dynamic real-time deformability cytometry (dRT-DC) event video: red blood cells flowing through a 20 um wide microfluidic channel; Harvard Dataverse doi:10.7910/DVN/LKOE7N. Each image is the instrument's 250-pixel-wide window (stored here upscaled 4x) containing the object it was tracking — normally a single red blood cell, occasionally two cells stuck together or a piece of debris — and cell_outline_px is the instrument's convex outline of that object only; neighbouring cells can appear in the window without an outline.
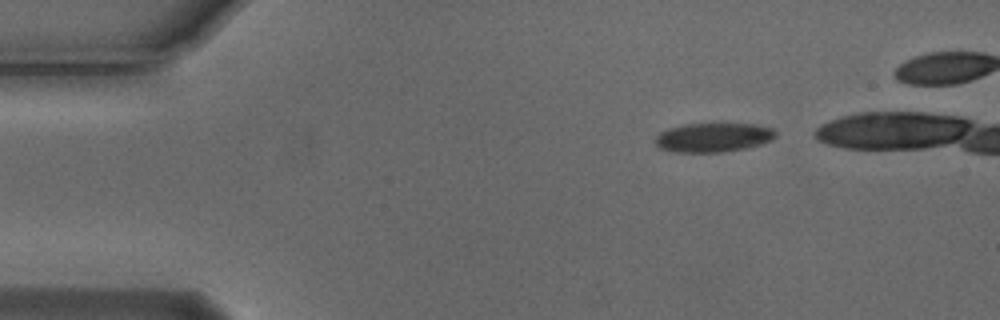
{"species": "Egyptian fruit bat (a non-hibernating species)", "species_latin": "Rousettus aegyptiacus", "temperature_condition": "cold", "stored_images_in_passage": 15, "camera_frame_rate_fps": 3000, "um_per_image_px": 0.085, "animal": {"sex": "male"}, "frame": {"image": 1, "passage_image": 1, "time_ms": 0.0, "image_size_px": [1000, 320], "cell_outline_px": [[776, 136], [772, 140], [748, 148], [724, 152], [676, 152], [660, 148], [656, 144], [656, 136], [660, 132], [668, 128], [684, 124], [752, 124], [772, 128], [776, 132]], "centroid_in_image_um": [60.64, 11.69], "position_along_channel_um": 24.4, "area_um2": 20.4}}
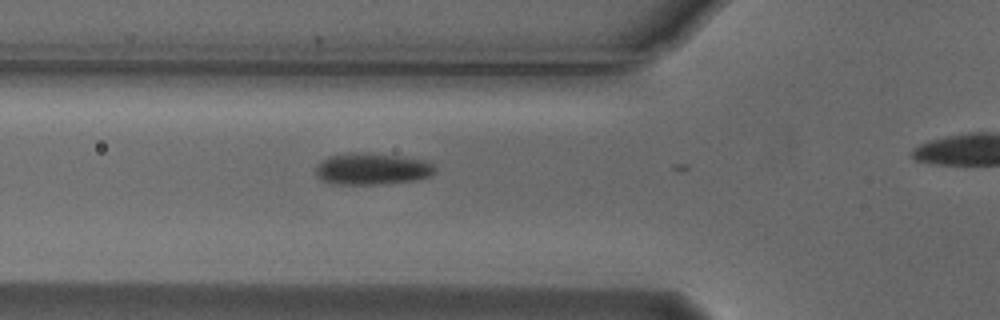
{"frame": {"image": 2, "passage_image": 12, "time_ms": 3.667, "image_size_px": [1000, 320], "cell_outline_px": [[436, 172], [432, 176], [416, 180], [388, 184], [332, 184], [320, 180], [316, 176], [316, 164], [328, 156], [348, 152], [368, 152], [400, 156], [428, 160], [436, 168]], "centroid_in_image_um": [31.63, 14.35], "position_along_channel_um": 94.2, "area_um2": 22.66}}